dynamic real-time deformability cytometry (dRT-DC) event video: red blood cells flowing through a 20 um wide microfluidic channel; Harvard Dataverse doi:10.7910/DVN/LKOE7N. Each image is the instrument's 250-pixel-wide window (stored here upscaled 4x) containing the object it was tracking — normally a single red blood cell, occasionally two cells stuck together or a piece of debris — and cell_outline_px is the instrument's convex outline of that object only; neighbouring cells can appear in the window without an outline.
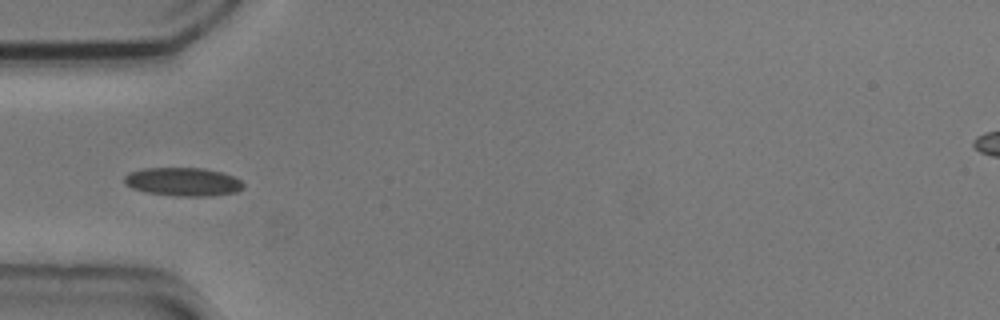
{"species": "common noctule bat (a hibernating species)", "species_latin": "Nyctalus noctula", "temperature_condition": "cold", "stored_images_in_passage": 6, "camera_frame_rate_fps": 3000, "um_per_image_px": 0.085, "animal": {"sex": "male", "body_mass_g": 20.5, "forearm_length_mm": 52.5}, "frame": {"image": 1, "passage_image": 4, "time_ms": 1.0, "image_size_px": [1000, 320], "cell_outline_px": [[244, 188], [236, 192], [212, 196], [180, 196], [144, 192], [132, 188], [124, 184], [124, 176], [128, 172], [144, 168], [204, 168], [220, 172], [232, 176], [240, 180], [244, 184]], "centroid_in_image_um": [15.53, 15.45], "position_along_channel_um": 69.5, "area_um2": 19.83}}